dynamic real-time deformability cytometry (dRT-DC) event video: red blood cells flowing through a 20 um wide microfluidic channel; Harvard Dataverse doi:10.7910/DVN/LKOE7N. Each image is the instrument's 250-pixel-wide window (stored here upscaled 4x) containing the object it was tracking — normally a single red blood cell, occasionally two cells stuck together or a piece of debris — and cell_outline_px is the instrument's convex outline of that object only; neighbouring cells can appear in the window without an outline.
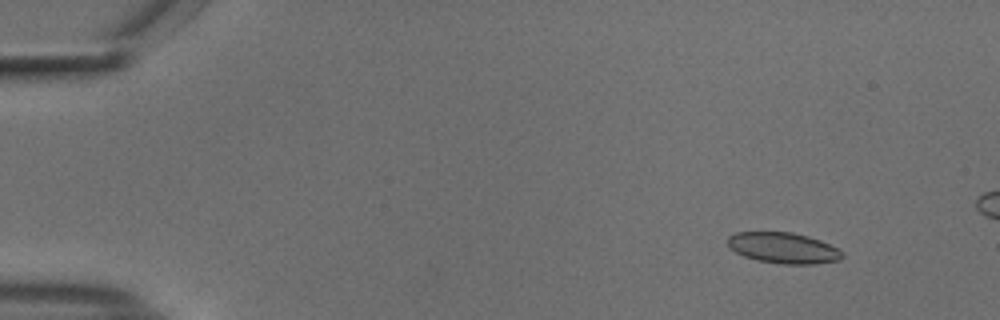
{"species": "common noctule bat (a hibernating species)", "species_latin": "Nyctalus noctula", "temperature_condition": "cold", "stored_images_in_passage": 18, "camera_frame_rate_fps": 3000, "um_per_image_px": 0.085, "animal": {"sex": "male", "body_mass_g": 18.8}, "frame": {"image": 1, "passage_image": 6, "time_ms": 1.667, "image_size_px": [1000, 320], "cell_outline_px": [[844, 256], [840, 260], [816, 264], [780, 264], [756, 260], [744, 256], [736, 252], [728, 244], [728, 236], [736, 232], [792, 232], [808, 236], [820, 240], [844, 252]], "centroid_in_image_um": [66.6, 21.08], "position_along_channel_um": 18.4, "area_um2": 20.63}}